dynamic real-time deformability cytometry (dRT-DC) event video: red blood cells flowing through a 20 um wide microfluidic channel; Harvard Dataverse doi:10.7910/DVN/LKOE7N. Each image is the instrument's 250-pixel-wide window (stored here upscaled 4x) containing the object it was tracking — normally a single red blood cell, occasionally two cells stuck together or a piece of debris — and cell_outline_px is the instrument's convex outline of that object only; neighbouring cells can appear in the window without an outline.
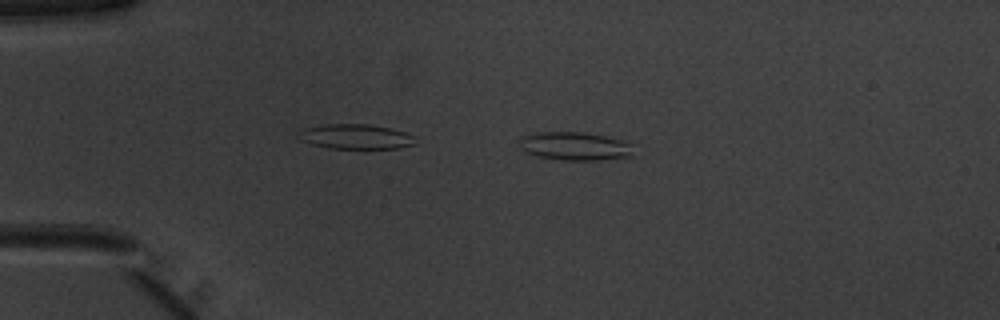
{"species": "common noctule bat (a hibernating species)", "species_latin": "Nyctalus noctula", "temperature_condition": "warm", "stored_images_in_passage": 35, "camera_frame_rate_fps": 3000, "um_per_image_px": 0.085, "animal": {"sex": "male", "body_mass_g": 20.1, "forearm_length_mm": 53.5}, "frame": {"image": 1, "passage_image": 1, "time_ms": 0.0, "image_size_px": [1000, 320], "cell_outline_px": [[636, 144], [632, 156], [596, 160], [564, 160], [536, 156], [524, 152], [520, 148], [520, 140], [524, 136], [536, 132], [584, 132], [624, 140]], "centroid_in_image_um": [48.92, 12.42], "position_along_channel_um": 36.1, "area_um2": 19.07}}
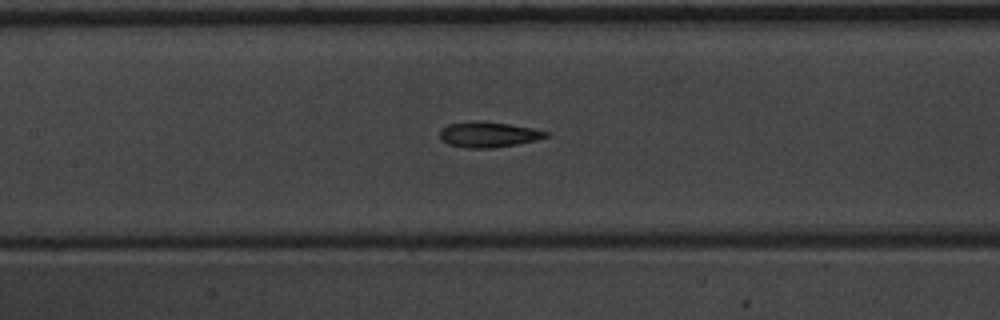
{"frame": {"image": 2, "passage_image": 14, "time_ms": 4.333, "image_size_px": [1000, 320], "cell_outline_px": [[548, 136], [536, 140], [516, 144], [492, 148], [468, 148], [448, 144], [440, 140], [440, 128], [448, 124], [480, 120], [508, 124], [532, 128], [548, 132]], "centroid_in_image_um": [41.47, 11.43], "position_along_channel_um": 165.9, "area_um2": 15.72}}
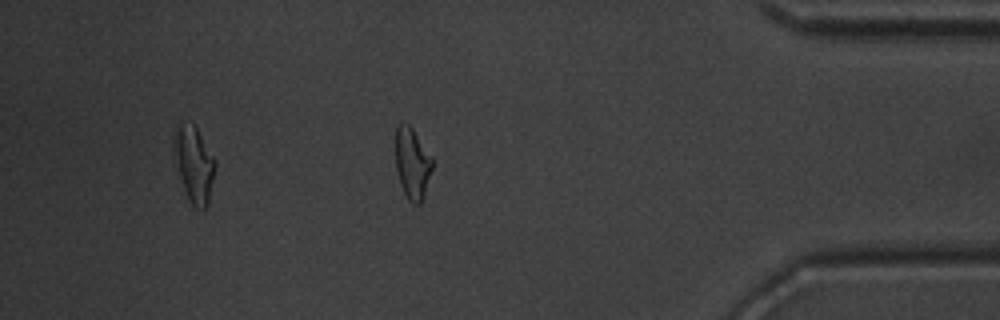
{"frame": {"image": 3, "passage_image": 34, "time_ms": 11.0, "image_size_px": [1000, 320], "cell_outline_px": [[216, 168], [208, 204], [204, 208], [196, 208], [188, 200], [184, 188], [172, 148], [172, 140], [176, 124], [192, 124], [196, 128], [216, 160]], "centroid_in_image_um": [16.49, 13.95], "position_along_channel_um": 418.7, "area_um2": 18.09}, "authors_computed_cell_mechanics": {"area_um2": 15.7216, "velocity_mm_per_s": 3.9929, "shape_relaxation_time_tau1_ms": null, "shape_relaxation_time_tau2_ms": 2.6267, "deformation_change_tau1": null, "deformation_change_tau2": 0.1126}}